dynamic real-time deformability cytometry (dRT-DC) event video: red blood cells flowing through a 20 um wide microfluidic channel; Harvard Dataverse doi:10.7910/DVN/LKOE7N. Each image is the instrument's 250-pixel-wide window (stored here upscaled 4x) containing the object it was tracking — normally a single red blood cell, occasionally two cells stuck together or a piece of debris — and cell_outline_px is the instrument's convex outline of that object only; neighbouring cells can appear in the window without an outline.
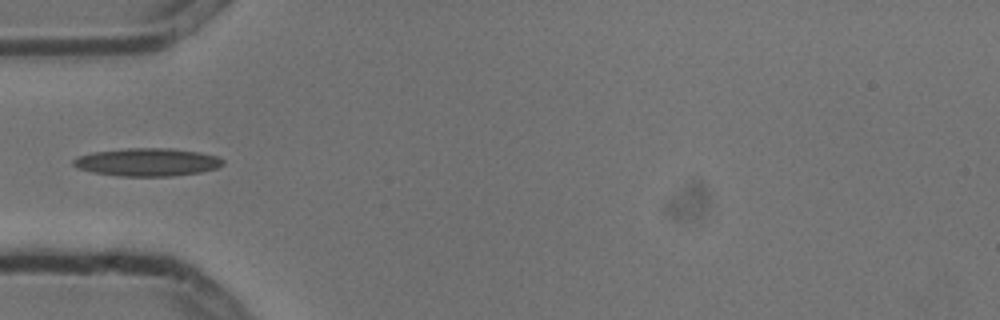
{"species": "common noctule bat (a hibernating species)", "species_latin": "Nyctalus noctula", "temperature_condition": "cold", "stored_images_in_passage": 4, "camera_frame_rate_fps": 3000, "um_per_image_px": 0.085, "animal": {"sex": "male", "body_mass_g": 13.3}, "frame": {"image": 1, "passage_image": 4, "time_ms": 1.0, "image_size_px": [1000, 320], "cell_outline_px": [[224, 164], [216, 168], [200, 172], [172, 176], [120, 176], [92, 172], [76, 168], [72, 164], [72, 160], [76, 156], [92, 152], [124, 148], [172, 148], [200, 152], [216, 156], [224, 160]], "centroid_in_image_um": [12.48, 13.77], "position_along_channel_um": 72.5, "area_um2": 24.57}}